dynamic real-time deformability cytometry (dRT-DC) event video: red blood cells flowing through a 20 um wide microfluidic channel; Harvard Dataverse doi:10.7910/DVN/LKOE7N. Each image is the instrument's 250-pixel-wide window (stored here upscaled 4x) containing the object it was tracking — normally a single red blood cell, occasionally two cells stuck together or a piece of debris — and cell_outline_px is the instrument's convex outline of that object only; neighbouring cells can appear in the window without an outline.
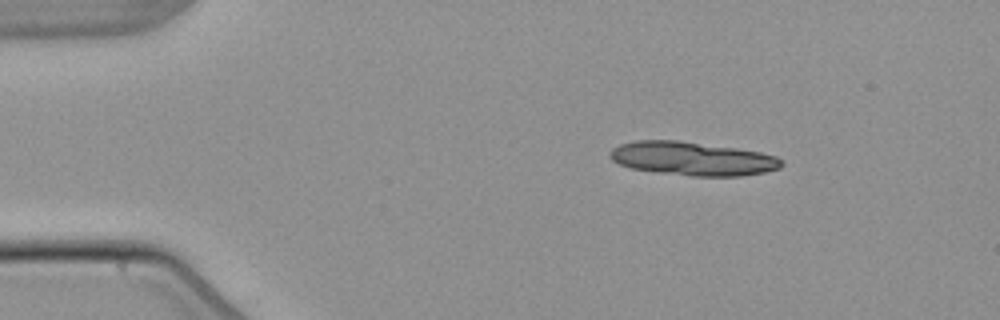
{"species": "common noctule bat (a hibernating species)", "species_latin": "Nyctalus noctula", "temperature_condition": "warm", "stored_images_in_passage": 5, "segment_of_instrument_passage": [1, 2], "camera_frame_rate_fps": 3000, "um_per_image_px": 0.085, "animal": {"sex": "male", "body_mass_g": 21.5, "forearm_length_mm": 52.0}, "frame": {"image": 1, "passage_image": 2, "time_ms": 1.333, "image_size_px": [1000, 320], "cell_outline_px": [[784, 164], [780, 168], [764, 172], [740, 176], [692, 176], [628, 168], [612, 160], [608, 156], [608, 152], [612, 148], [620, 144], [636, 140], [680, 140], [736, 148], [760, 152], [776, 156], [784, 160]], "centroid_in_image_um": [58.85, 13.47], "position_along_channel_um": 26.1, "area_um2": 33.81}}